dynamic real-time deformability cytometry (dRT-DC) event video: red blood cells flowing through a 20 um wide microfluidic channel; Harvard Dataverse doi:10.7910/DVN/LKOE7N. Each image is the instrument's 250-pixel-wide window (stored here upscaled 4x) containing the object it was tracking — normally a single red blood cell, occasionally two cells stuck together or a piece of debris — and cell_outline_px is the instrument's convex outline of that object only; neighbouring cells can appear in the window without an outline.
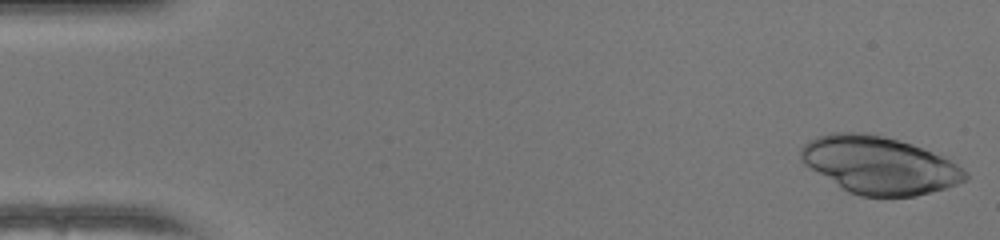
{"species": "human", "species_latin": "Homo sapiens", "temperature_condition": "warm", "stored_images_in_passage": 27, "camera_frame_rate_fps": 3000, "um_per_image_px": 0.085, "donor": {"sex": "female"}, "frame": {"image": 1, "passage_image": 1, "time_ms": 0.0, "image_size_px": [1000, 240], "cell_outline_px": [[968, 180], [944, 188], [916, 196], [860, 196], [848, 192], [804, 164], [800, 160], [800, 148], [808, 140], [816, 136], [832, 132], [864, 132], [884, 136], [900, 140], [924, 148], [964, 168], [968, 172]], "centroid_in_image_um": [74.72, 14.02], "position_along_channel_um": 10.3, "area_um2": 54.97}}
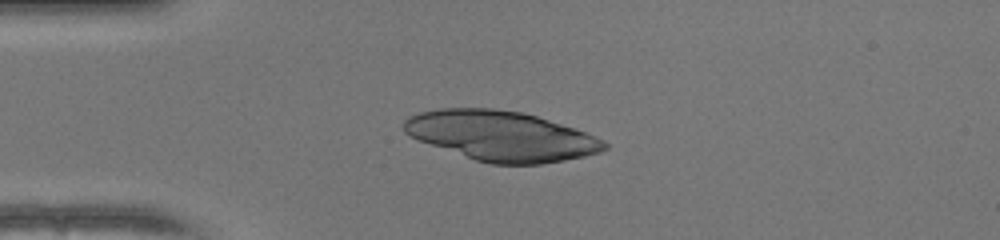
{"frame": {"image": 2, "passage_image": 12, "time_ms": 3.667, "image_size_px": [1000, 240], "cell_outline_px": [[608, 148], [600, 152], [584, 156], [564, 160], [540, 164], [492, 164], [476, 160], [420, 140], [404, 132], [404, 120], [408, 116], [420, 112], [440, 108], [492, 108], [520, 112], [536, 116], [584, 132], [604, 140], [608, 144]], "centroid_in_image_um": [42.6, 11.55], "position_along_channel_um": 42.4, "area_um2": 57.45}}